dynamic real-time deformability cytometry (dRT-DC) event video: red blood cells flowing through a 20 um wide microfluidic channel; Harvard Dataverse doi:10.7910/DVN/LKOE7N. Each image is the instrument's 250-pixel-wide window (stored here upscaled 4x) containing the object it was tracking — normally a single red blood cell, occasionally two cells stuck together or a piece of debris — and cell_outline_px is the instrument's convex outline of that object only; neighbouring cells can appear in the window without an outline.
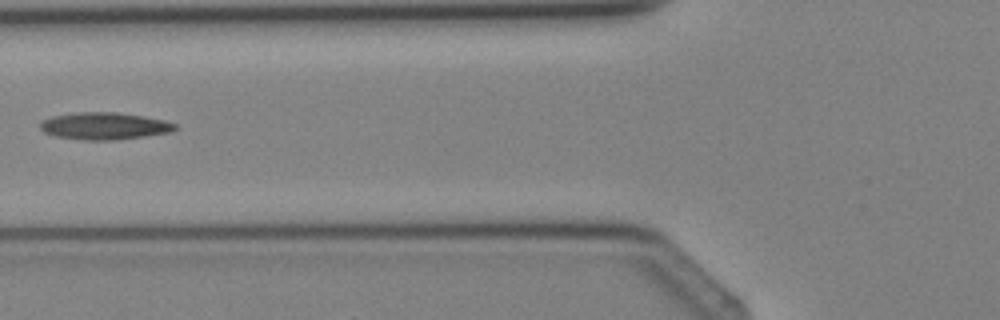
{"species": "Egyptian fruit bat (a non-hibernating species)", "species_latin": "Rousettus aegyptiacus", "temperature_condition": "cold", "stored_images_in_passage": 3, "camera_frame_rate_fps": 3000, "um_per_image_px": 0.085, "animal": {"sex": "female"}, "frame": {"image": 1, "passage_image": 3, "time_ms": 2.333, "image_size_px": [1000, 320], "cell_outline_px": [[176, 128], [168, 132], [144, 136], [112, 140], [84, 140], [56, 136], [44, 132], [40, 128], [40, 124], [44, 120], [52, 116], [76, 112], [116, 112], [144, 116], [164, 120], [176, 124]], "centroid_in_image_um": [8.85, 10.7], "position_along_channel_um": 117.0, "area_um2": 21.1}}